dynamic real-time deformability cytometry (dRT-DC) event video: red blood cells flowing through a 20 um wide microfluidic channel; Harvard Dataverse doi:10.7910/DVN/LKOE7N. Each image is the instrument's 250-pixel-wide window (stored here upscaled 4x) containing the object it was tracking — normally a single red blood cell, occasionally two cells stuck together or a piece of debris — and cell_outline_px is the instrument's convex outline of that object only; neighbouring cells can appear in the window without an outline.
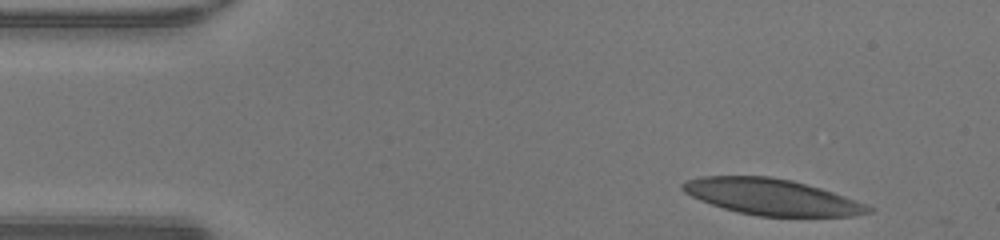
{"species": "human", "species_latin": "Homo sapiens", "temperature_condition": "warm", "stored_images_in_passage": 37, "camera_frame_rate_fps": 3000, "um_per_image_px": 0.085, "donor": {"sex": "male"}, "frame": {"image": 1, "passage_image": 1, "time_ms": 0.0, "image_size_px": [1000, 240], "cell_outline_px": [[876, 208], [872, 212], [852, 216], [760, 216], [740, 212], [724, 208], [700, 200], [684, 192], [680, 188], [680, 184], [688, 180], [700, 176], [772, 176], [792, 180], [820, 188], [844, 196]], "centroid_in_image_um": [65.6, 16.73], "position_along_channel_um": 19.4, "area_um2": 38.84}}
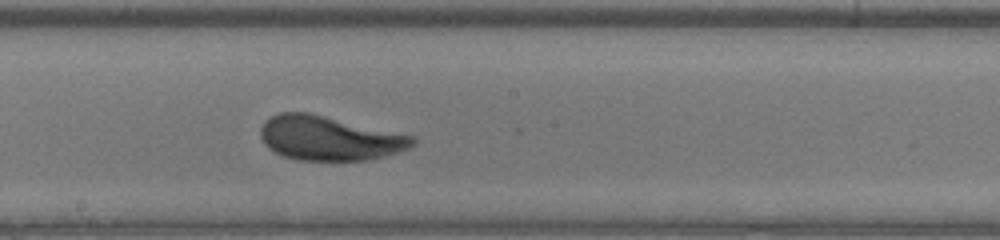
{"frame": {"image": 2, "passage_image": 22, "time_ms": 7.0, "image_size_px": [1000, 240], "cell_outline_px": [[416, 144], [408, 148], [384, 156], [364, 160], [300, 160], [284, 156], [268, 148], [264, 144], [260, 136], [260, 128], [264, 120], [280, 112], [308, 112], [416, 136]], "centroid_in_image_um": [27.98, 11.73], "position_along_channel_um": 220.2, "area_um2": 39.3}}
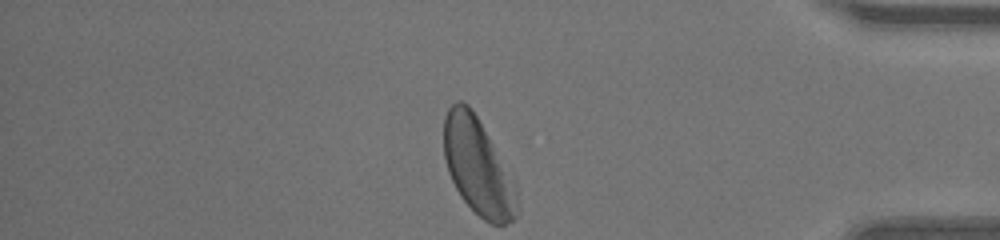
{"frame": {"image": 3, "passage_image": 37, "time_ms": 12.0, "image_size_px": [1000, 240], "cell_outline_px": [[516, 216], [512, 220], [504, 224], [492, 224], [484, 220], [460, 196], [448, 172], [444, 156], [444, 116], [448, 108], [456, 100], [460, 100], [468, 104], [472, 108], [516, 192]], "centroid_in_image_um": [40.53, 14.15], "position_along_channel_um": 394.7, "area_um2": 39.36}, "authors_computed_cell_mechanics": {"area_um2": 39.8242, "velocity_mm_per_s": 4.1884, "shape_relaxation_time_tau1_ms": 2.1715, "shape_relaxation_time_tau2_ms": 1.0334, "deformation_change_tau1": 0.1197, "deformation_change_tau2": 0.0682}}